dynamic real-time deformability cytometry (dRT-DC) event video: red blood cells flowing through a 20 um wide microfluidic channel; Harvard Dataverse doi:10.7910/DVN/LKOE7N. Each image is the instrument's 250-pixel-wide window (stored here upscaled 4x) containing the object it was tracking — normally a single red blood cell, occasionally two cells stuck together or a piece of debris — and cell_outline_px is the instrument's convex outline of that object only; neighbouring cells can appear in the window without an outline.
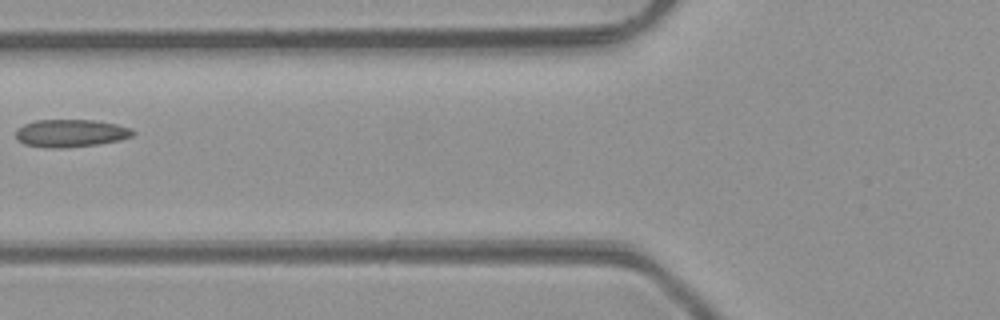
{"species": "common noctule bat (a hibernating species)", "species_latin": "Nyctalus noctula", "temperature_condition": "room temperature", "stored_images_in_passage": 5, "camera_frame_rate_fps": 3000, "um_per_image_px": 0.085, "animal": {"sex": "male", "body_mass_g": 23.1, "forearm_length_mm": 52.7}, "frame": {"image": 1, "passage_image": 5, "time_ms": 5.333, "image_size_px": [1000, 320], "cell_outline_px": [[136, 132], [132, 136], [120, 140], [96, 144], [64, 148], [48, 148], [24, 144], [16, 140], [16, 128], [24, 124], [36, 120], [92, 120], [116, 124], [132, 128]], "centroid_in_image_um": [5.99, 11.32], "position_along_channel_um": 119.8, "area_um2": 18.96}}